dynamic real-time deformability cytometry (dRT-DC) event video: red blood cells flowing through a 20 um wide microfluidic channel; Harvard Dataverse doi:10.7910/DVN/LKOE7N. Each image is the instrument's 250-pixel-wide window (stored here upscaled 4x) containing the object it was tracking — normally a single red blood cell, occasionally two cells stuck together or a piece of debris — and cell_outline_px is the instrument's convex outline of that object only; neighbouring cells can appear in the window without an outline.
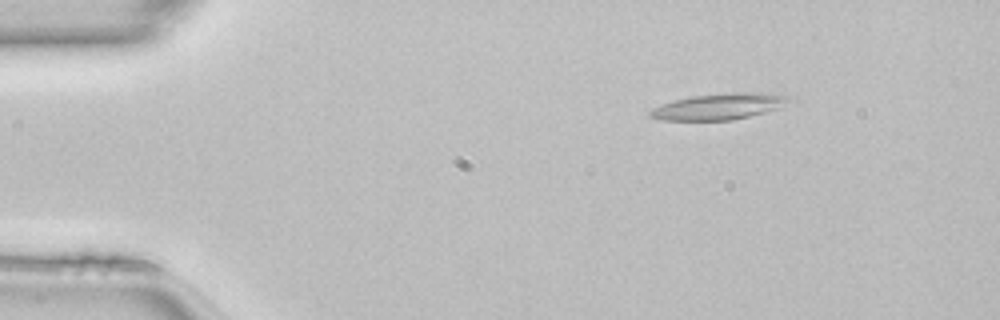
{"species": "common noctule bat (a hibernating species)", "species_latin": "Nyctalus noctula", "temperature_condition": "room temperature", "stored_images_in_passage": 49, "camera_frame_rate_fps": 3000, "um_per_image_px": 0.085, "animal": {"sex": "female", "body_mass_g": 22.7, "forearm_length_mm": 54.2}, "frame": {"image": 1, "passage_image": 7, "time_ms": 2.0, "image_size_px": [1000, 320], "cell_outline_px": [[796, 100], [780, 108], [732, 120], [660, 120], [648, 116], [648, 112], [672, 100], [692, 96], [732, 92], [760, 92], [792, 96]], "centroid_in_image_um": [61.22, 9.04], "position_along_channel_um": 23.8, "area_um2": 21.33}}
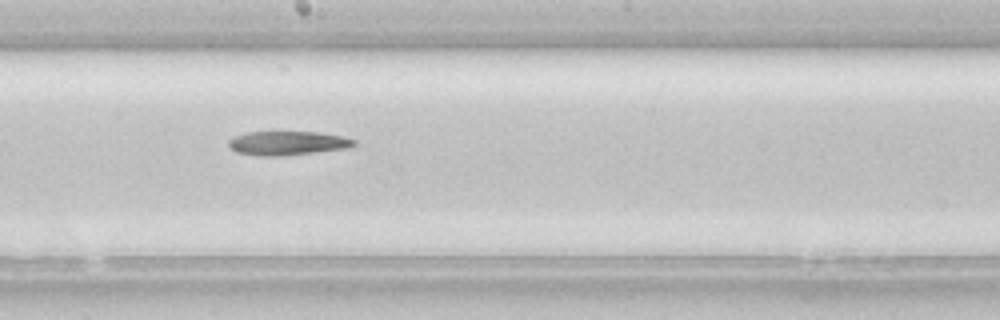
{"frame": {"image": 2, "passage_image": 27, "time_ms": 8.667, "image_size_px": [1000, 320], "cell_outline_px": [[356, 144], [344, 148], [284, 156], [256, 156], [236, 152], [228, 144], [228, 140], [236, 136], [248, 132], [316, 132], [344, 136], [356, 140]], "centroid_in_image_um": [24.42, 12.17], "position_along_channel_um": 223.8, "area_um2": 17.4}}
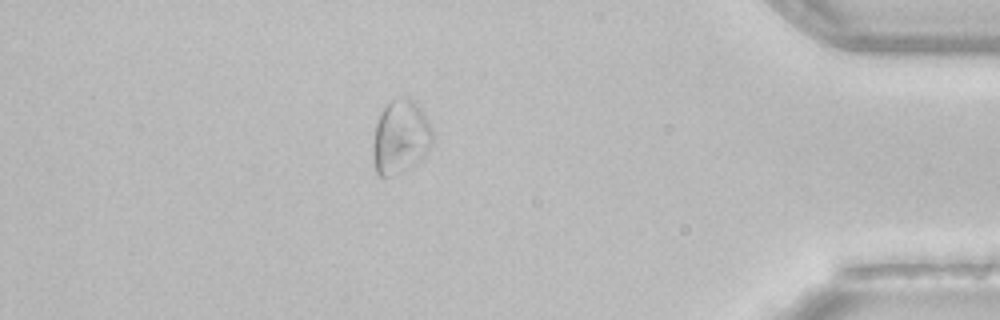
{"frame": {"image": 3, "passage_image": 43, "time_ms": 14.0, "image_size_px": [1000, 320], "cell_outline_px": [[432, 140], [424, 156], [412, 164], [388, 176], [380, 176], [376, 172], [372, 160], [372, 144], [376, 124], [380, 112], [392, 100], [404, 96], [408, 96], [416, 100], [428, 120], [432, 128]], "centroid_in_image_um": [34.02, 11.58], "position_along_channel_um": 401.2, "area_um2": 25.37}}